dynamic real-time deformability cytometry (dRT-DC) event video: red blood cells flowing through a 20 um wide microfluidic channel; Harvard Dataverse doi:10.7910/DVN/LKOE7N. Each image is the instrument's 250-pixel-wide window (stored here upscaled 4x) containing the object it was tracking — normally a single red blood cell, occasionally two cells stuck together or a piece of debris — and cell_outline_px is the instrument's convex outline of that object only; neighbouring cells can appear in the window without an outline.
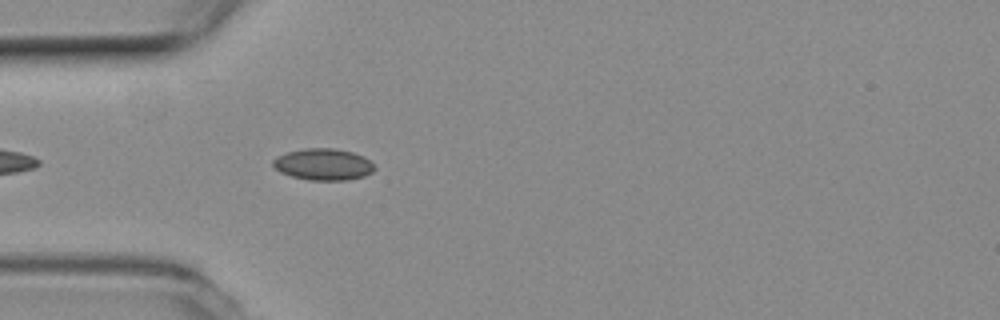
{"species": "common noctule bat (a hibernating species)", "species_latin": "Nyctalus noctula", "temperature_condition": "room temperature", "stored_images_in_passage": 23, "camera_frame_rate_fps": 3000, "um_per_image_px": 0.085, "animal": {"sex": "female", "body_mass_g": 19.3, "forearm_length_mm": 54.1}, "frame": {"image": 1, "passage_image": 4, "time_ms": 1.0, "image_size_px": [1000, 320], "cell_outline_px": [[376, 168], [372, 172], [364, 176], [348, 180], [308, 180], [292, 176], [280, 172], [272, 164], [272, 160], [276, 156], [288, 152], [304, 148], [336, 148], [352, 152], [364, 156]], "centroid_in_image_um": [27.47, 13.97], "position_along_channel_um": 57.5, "area_um2": 18.73}}
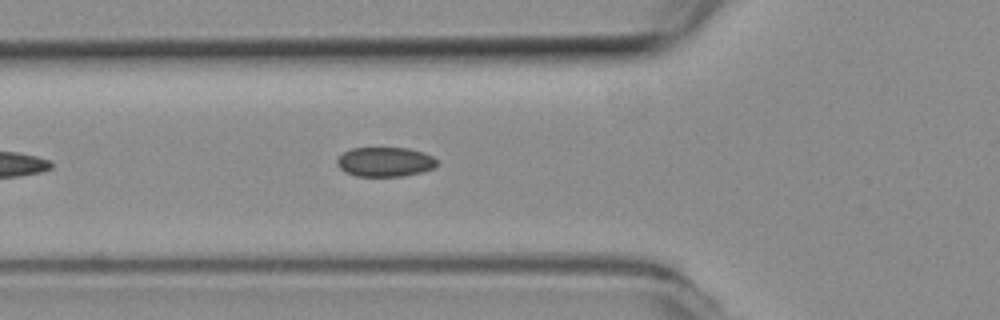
{"frame": {"image": 2, "passage_image": 7, "time_ms": 2.0, "image_size_px": [1000, 320], "cell_outline_px": [[440, 164], [432, 168], [420, 172], [404, 176], [356, 176], [344, 172], [336, 164], [336, 160], [344, 152], [352, 148], [408, 148], [424, 152], [432, 156]], "centroid_in_image_um": [32.72, 13.76], "position_along_channel_um": 93.1, "area_um2": 17.22}}